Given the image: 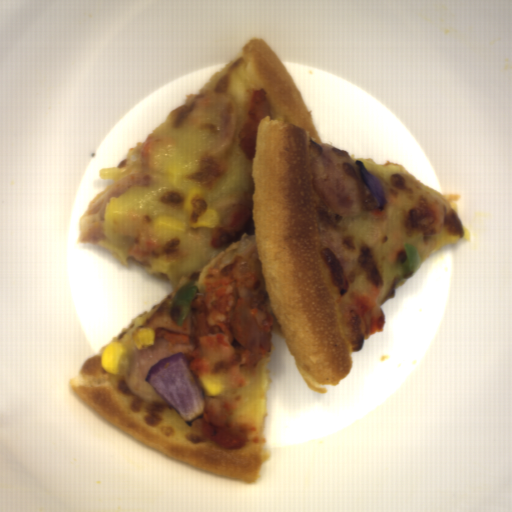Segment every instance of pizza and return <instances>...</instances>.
Instances as JSON below:
<instances>
[{"instance_id":"2","label":"pizza","mask_w":512,"mask_h":512,"mask_svg":"<svg viewBox=\"0 0 512 512\" xmlns=\"http://www.w3.org/2000/svg\"><path fill=\"white\" fill-rule=\"evenodd\" d=\"M106 347L83 361L76 376L66 382L89 408L132 438L188 466L252 484L260 478L270 458L264 419L271 353L260 360L254 375L244 367L240 371L247 381L237 391L240 401L232 416L254 421L256 429L243 448L226 450L209 439L193 442V420L184 421L170 404L145 402L129 390L121 374L105 371L101 355Z\"/></svg>"},{"instance_id":"1","label":"pizza","mask_w":512,"mask_h":512,"mask_svg":"<svg viewBox=\"0 0 512 512\" xmlns=\"http://www.w3.org/2000/svg\"><path fill=\"white\" fill-rule=\"evenodd\" d=\"M262 87L271 97L273 117L264 116L258 124L255 155L248 160L238 146L248 91ZM203 92H224L236 103L237 123L233 150L224 174L213 186L183 181L186 197L192 188L204 191V208L235 191L252 193V217L242 234L212 249L211 227L192 228L165 235L153 257L141 268L146 275H156L173 284L163 300L140 312L121 333L111 337L129 350L132 336L166 299H174L180 287L194 281L196 294L206 293V271L228 264L236 255L256 247L267 305L274 318L272 332L283 338L296 367L314 392H328L352 370L355 362L343 332L339 305L353 289L370 293L371 283L382 285L377 297L380 308L395 298L402 274L399 264L407 259L404 243L418 247L420 265L442 247L462 239H471L462 222L456 194L444 195L418 180L405 167L391 161L376 164L370 157H360L365 169L379 179L385 194L383 210L371 189L363 182L356 159L347 150L322 143L314 120L282 60L260 37H252L241 46L227 64L196 93H187L184 104L172 109L117 167L98 172L101 179L121 178L141 171L142 155L150 135L157 132L193 99ZM323 147L346 154L359 186L363 208L356 217L336 216L348 227L342 231L325 229L317 214V200L312 189L310 163ZM438 203L442 230L430 243L423 234L404 230L402 215L415 205L420 195ZM328 230L344 240L357 266L356 277L344 294L333 285L319 254L318 232Z\"/></svg>"},{"instance_id":"3","label":"pizza","mask_w":512,"mask_h":512,"mask_svg":"<svg viewBox=\"0 0 512 512\" xmlns=\"http://www.w3.org/2000/svg\"><path fill=\"white\" fill-rule=\"evenodd\" d=\"M112 252V251H111ZM114 258L120 262L124 267H128L129 268V265H128V261H127V257L128 256H124V255H121V254H117V253H114L112 252Z\"/></svg>"}]
</instances>
